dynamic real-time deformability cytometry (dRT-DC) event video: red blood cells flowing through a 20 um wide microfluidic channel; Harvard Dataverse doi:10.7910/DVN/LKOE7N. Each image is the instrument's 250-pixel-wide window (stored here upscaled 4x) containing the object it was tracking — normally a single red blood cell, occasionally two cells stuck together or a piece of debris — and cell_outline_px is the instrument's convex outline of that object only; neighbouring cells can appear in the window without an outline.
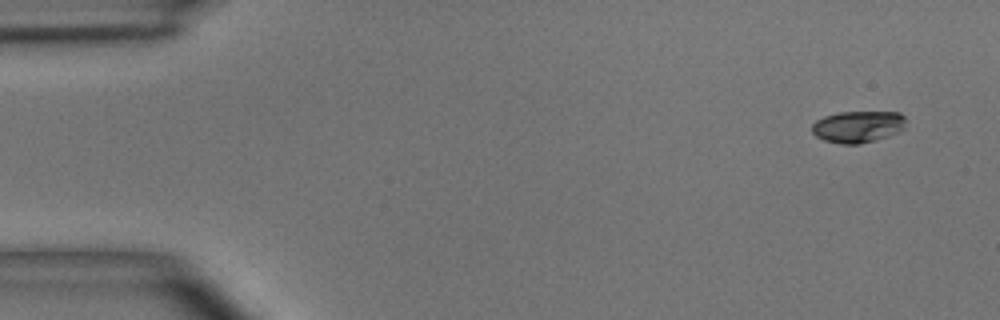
{"species": "common noctule bat (a hibernating species)", "species_latin": "Nyctalus noctula", "temperature_condition": "room temperature", "stored_images_in_passage": 4, "camera_frame_rate_fps": 3000, "um_per_image_px": 0.085, "animal": {"sex": "male", "body_mass_g": 15.6}, "frame": {"image": 1, "passage_image": 1, "time_ms": 0.0, "image_size_px": [1000, 320], "cell_outline_px": [[904, 128], [900, 132], [876, 140], [860, 144], [840, 144], [824, 140], [816, 136], [812, 132], [812, 124], [816, 120], [824, 116], [840, 112], [900, 112], [904, 116]], "centroid_in_image_um": [72.92, 10.77], "position_along_channel_um": 12.1, "area_um2": 17.46}}
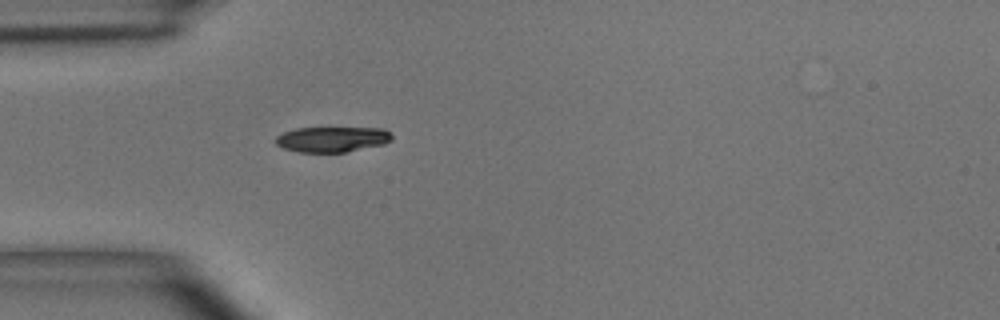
{"frame": {"image": 2, "passage_image": 4, "time_ms": 4.0, "image_size_px": [1000, 320], "cell_outline_px": [[392, 140], [384, 144], [344, 152], [300, 152], [284, 148], [276, 144], [276, 136], [284, 132], [296, 128], [384, 128], [392, 132]], "centroid_in_image_um": [28.27, 11.83], "position_along_channel_um": 56.7, "area_um2": 17.17}}